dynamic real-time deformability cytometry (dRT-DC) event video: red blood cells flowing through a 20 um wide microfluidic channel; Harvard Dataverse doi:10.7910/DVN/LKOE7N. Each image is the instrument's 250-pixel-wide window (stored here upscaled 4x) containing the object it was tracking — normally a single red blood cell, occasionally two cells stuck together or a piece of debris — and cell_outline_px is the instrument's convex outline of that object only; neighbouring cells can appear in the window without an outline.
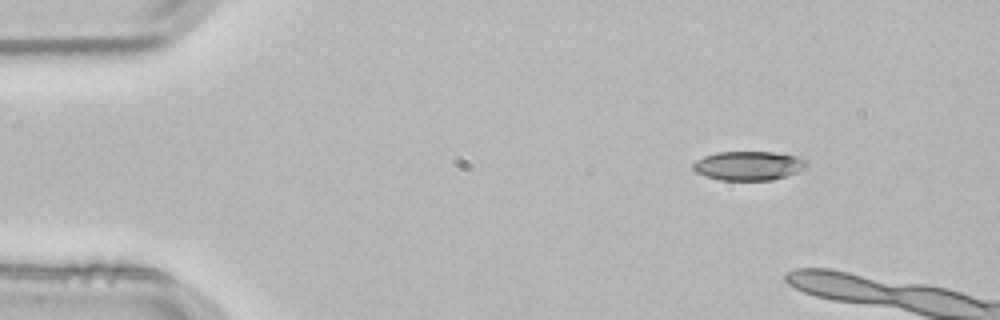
{"species": "common noctule bat (a hibernating species)", "species_latin": "Nyctalus noctula", "temperature_condition": "room temperature", "stored_images_in_passage": 2, "camera_frame_rate_fps": 3000, "um_per_image_px": 0.085, "animal": {"sex": "male", "body_mass_g": 21.5, "forearm_length_mm": 52.0}, "frame": {"image": 1, "passage_image": 2, "time_ms": 0.333, "image_size_px": [1000, 320], "cell_outline_px": [[808, 168], [772, 180], [720, 180], [704, 176], [696, 172], [692, 168], [692, 164], [696, 160], [704, 156], [716, 152], [772, 152], [800, 156], [808, 164]], "centroid_in_image_um": [63.62, 14.08], "position_along_channel_um": 21.4, "area_um2": 19.36}}